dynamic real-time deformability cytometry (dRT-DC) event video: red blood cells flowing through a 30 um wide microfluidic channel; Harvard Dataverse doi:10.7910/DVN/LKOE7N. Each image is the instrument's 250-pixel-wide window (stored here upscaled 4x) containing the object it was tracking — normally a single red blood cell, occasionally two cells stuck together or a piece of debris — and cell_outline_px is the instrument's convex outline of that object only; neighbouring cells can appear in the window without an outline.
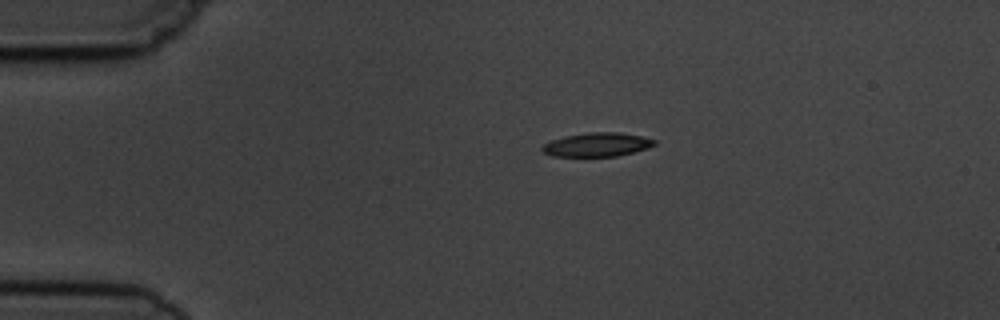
{"species": "common noctule bat (a hibernating species)", "species_latin": "Nyctalus noctula", "temperature_condition": "cold", "stored_images_in_passage": 7, "camera_frame_rate_fps": 3000, "um_per_image_px": 0.085, "animal": {"sex": "male", "body_mass_g": 19.5, "forearm_length_mm": 54.6}, "frame": {"image": 1, "passage_image": 1, "time_ms": 0.0, "image_size_px": [1000, 320], "cell_outline_px": [[656, 144], [648, 148], [616, 156], [552, 156], [544, 152], [540, 148], [544, 144], [552, 140], [564, 136], [588, 132], [616, 132], [640, 136], [656, 140]], "centroid_in_image_um": [50.74, 12.29], "position_along_channel_um": 34.3, "area_um2": 15.43}}
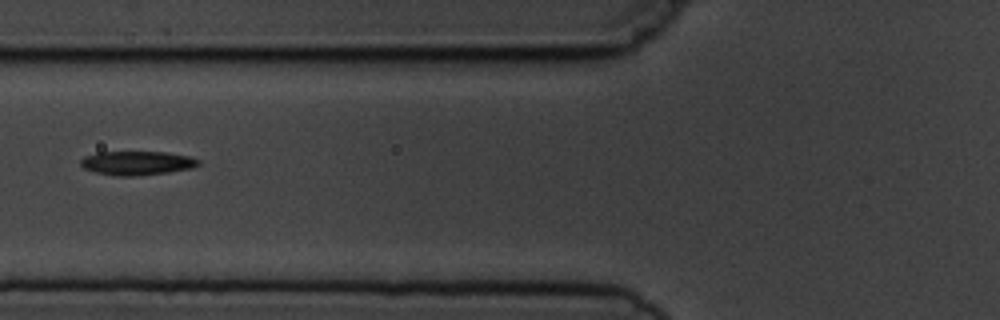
{"frame": {"image": 2, "passage_image": 4, "time_ms": 3.333, "image_size_px": [1000, 320], "cell_outline_px": [[200, 164], [192, 168], [168, 172], [136, 176], [116, 176], [96, 172], [84, 168], [80, 164], [80, 160], [84, 156], [96, 152], [164, 152], [188, 156], [200, 160]], "centroid_in_image_um": [11.63, 13.86], "position_along_channel_um": 114.2, "area_um2": 16.42}}
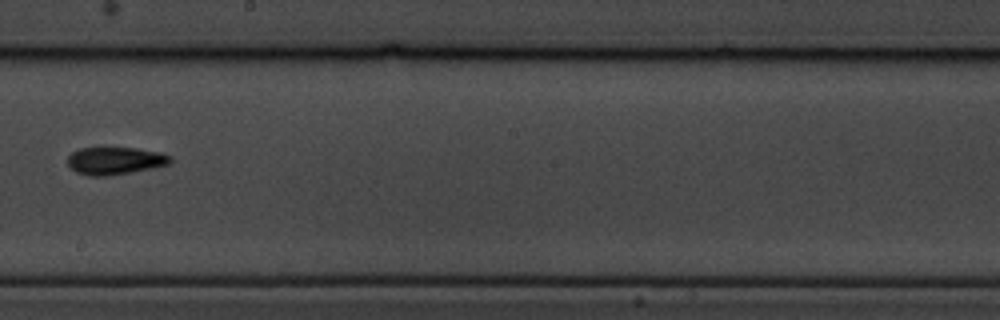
{"frame": {"image": 3, "passage_image": 7, "time_ms": 6.667, "image_size_px": [1000, 320], "cell_outline_px": [[172, 160], [168, 164], [152, 168], [108, 176], [88, 176], [76, 172], [68, 164], [68, 156], [72, 152], [80, 148], [136, 148], [160, 152], [172, 156]], "centroid_in_image_um": [9.78, 13.66], "position_along_channel_um": 238.4, "area_um2": 16.42}}